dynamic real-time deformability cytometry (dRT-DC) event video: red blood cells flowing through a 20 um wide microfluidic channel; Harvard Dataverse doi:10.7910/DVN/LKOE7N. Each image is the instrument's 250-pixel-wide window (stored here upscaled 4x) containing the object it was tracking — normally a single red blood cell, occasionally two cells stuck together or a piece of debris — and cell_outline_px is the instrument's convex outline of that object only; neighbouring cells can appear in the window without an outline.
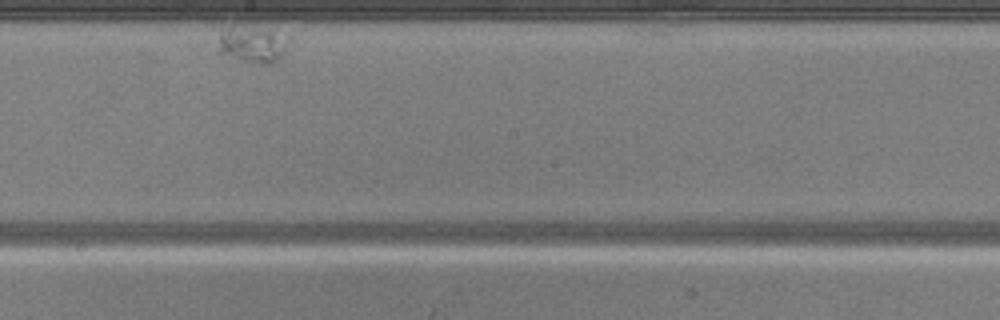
{"species": "common noctule bat (a hibernating species)", "species_latin": "Nyctalus noctula", "temperature_condition": "warm", "stored_images_in_passage": 9, "segment_of_instrument_passage": [2, 2], "camera_frame_rate_fps": 3000, "um_per_image_px": 0.085, "animal": {"sex": "male", "body_mass_g": 20.5, "forearm_length_mm": 52.5}, "frame": {"image": 1, "passage_image": 8, "time_ms": 9.0, "image_size_px": [1000, 320], "cell_outline_px": [[288, 40], [280, 56], [272, 64], [264, 64], [244, 60], [220, 52], [220, 32], [232, 24], [272, 32], [288, 36]], "centroid_in_image_um": [21.44, 3.75], "position_along_channel_um": 226.8, "area_um2": 14.16}}